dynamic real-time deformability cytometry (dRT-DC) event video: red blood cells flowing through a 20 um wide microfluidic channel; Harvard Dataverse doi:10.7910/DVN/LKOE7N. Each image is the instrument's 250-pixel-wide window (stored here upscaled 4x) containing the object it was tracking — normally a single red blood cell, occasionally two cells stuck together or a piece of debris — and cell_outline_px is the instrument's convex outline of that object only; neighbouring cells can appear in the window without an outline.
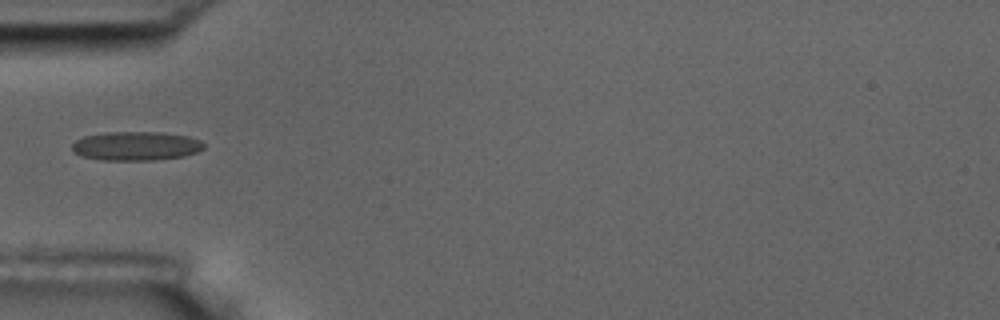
{"species": "common noctule bat (a hibernating species)", "species_latin": "Nyctalus noctula", "temperature_condition": "room temperature", "stored_images_in_passage": 39, "camera_frame_rate_fps": 3000, "um_per_image_px": 0.085, "animal": {"sex": "male", "body_mass_g": 17.5, "forearm_length_mm": 52.3}, "frame": {"image": 1, "passage_image": 1, "time_ms": 0.0, "image_size_px": [1000, 320], "cell_outline_px": [[204, 148], [196, 152], [184, 156], [152, 160], [100, 160], [80, 156], [72, 152], [72, 144], [76, 140], [84, 136], [104, 132], [164, 132], [188, 136], [200, 140], [204, 144]], "centroid_in_image_um": [11.53, 12.4], "position_along_channel_um": 73.5, "area_um2": 22.43}}
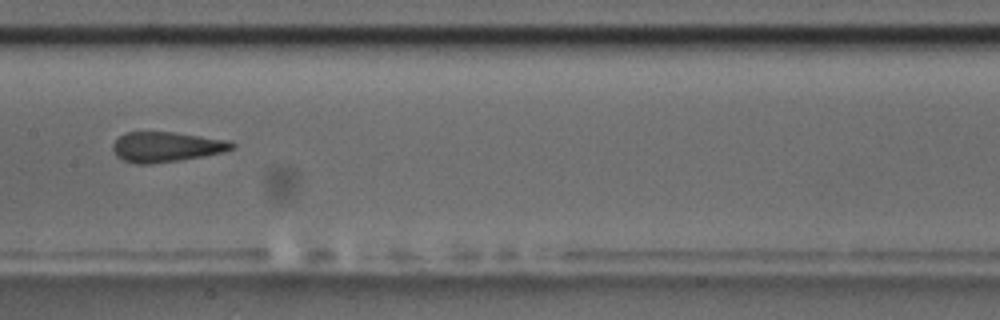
{"frame": {"image": 2, "passage_image": 11, "time_ms": 3.333, "image_size_px": [1000, 320], "cell_outline_px": [[236, 144], [232, 148], [224, 152], [152, 164], [136, 164], [124, 160], [116, 156], [112, 148], [112, 144], [124, 132], [172, 132], [228, 140]], "centroid_in_image_um": [14.09, 12.48], "position_along_channel_um": 193.3, "area_um2": 20.63}}
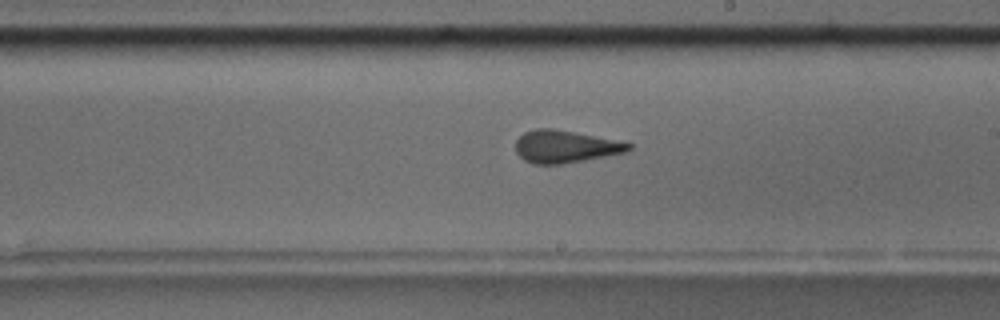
{"frame": {"image": 3, "passage_image": 15, "time_ms": 4.667, "image_size_px": [1000, 320], "cell_outline_px": [[632, 148], [628, 152], [584, 160], [560, 164], [532, 164], [524, 160], [516, 152], [516, 140], [524, 132], [536, 128], [552, 128], [632, 144]], "centroid_in_image_um": [48.0, 12.47], "position_along_channel_um": 241.0, "area_um2": 21.04}}